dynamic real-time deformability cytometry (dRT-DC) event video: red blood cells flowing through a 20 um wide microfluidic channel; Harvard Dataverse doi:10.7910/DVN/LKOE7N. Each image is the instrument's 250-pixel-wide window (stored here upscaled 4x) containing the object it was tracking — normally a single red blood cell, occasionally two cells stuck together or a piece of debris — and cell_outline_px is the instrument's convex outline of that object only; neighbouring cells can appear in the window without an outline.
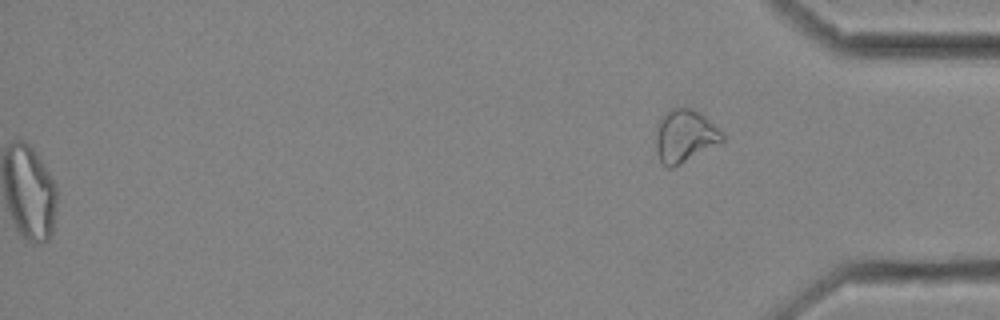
{"species": "common noctule bat (a hibernating species)", "species_latin": "Nyctalus noctula", "temperature_condition": "cold", "stored_images_in_passage": 59, "segment_of_instrument_passage": [2, 2], "camera_frame_rate_fps": 3000, "um_per_image_px": 0.085, "animal": {"sex": "female", "body_mass_g": 25.1}, "frame": {"image": 1, "passage_image": 59, "time_ms": 19.333, "image_size_px": [1000, 320], "cell_outline_px": [[724, 140], [680, 164], [672, 168], [668, 168], [660, 164], [656, 152], [656, 124], [660, 116], [672, 108], [684, 104], [700, 112], [724, 132]], "centroid_in_image_um": [58.17, 11.51], "position_along_channel_um": 377.0, "area_um2": 20.92}}